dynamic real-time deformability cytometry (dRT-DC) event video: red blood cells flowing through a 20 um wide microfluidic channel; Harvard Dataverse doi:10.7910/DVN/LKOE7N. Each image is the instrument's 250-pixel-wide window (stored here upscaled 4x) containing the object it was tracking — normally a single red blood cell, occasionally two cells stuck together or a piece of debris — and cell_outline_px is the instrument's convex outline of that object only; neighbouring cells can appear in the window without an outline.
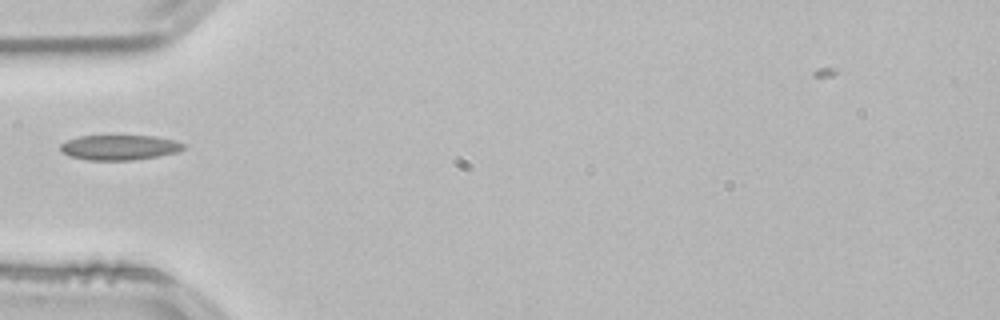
{"species": "common noctule bat (a hibernating species)", "species_latin": "Nyctalus noctula", "temperature_condition": "room temperature", "stored_images_in_passage": 37, "camera_frame_rate_fps": 3000, "um_per_image_px": 0.085, "animal": {"sex": "male", "body_mass_g": 21.5, "forearm_length_mm": 52.0}, "frame": {"image": 1, "passage_image": 1, "time_ms": 0.0, "image_size_px": [1000, 320], "cell_outline_px": [[188, 144], [184, 148], [176, 152], [156, 156], [132, 160], [88, 160], [68, 156], [60, 148], [60, 144], [68, 140], [80, 136], [156, 136]], "centroid_in_image_um": [10.16, 12.53], "position_along_channel_um": 74.8, "area_um2": 17.8}}
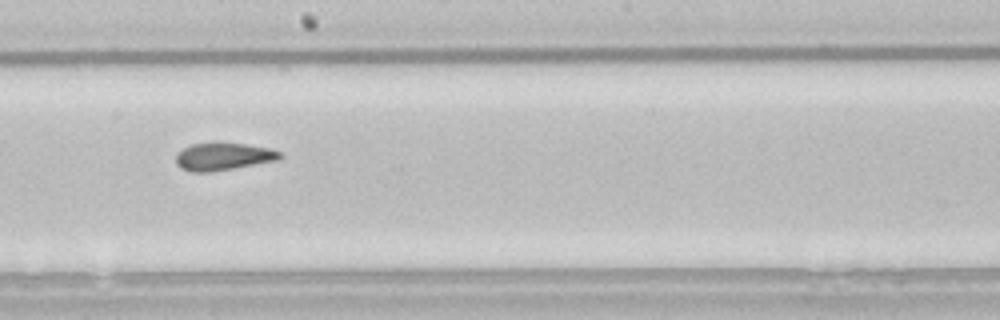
{"frame": {"image": 2, "passage_image": 13, "time_ms": 4.0, "image_size_px": [1000, 320], "cell_outline_px": [[284, 156], [280, 160], [208, 172], [192, 172], [180, 168], [176, 164], [176, 156], [184, 148], [192, 144], [216, 140], [220, 140], [272, 148], [284, 152]], "centroid_in_image_um": [19.04, 13.26], "position_along_channel_um": 229.2, "area_um2": 17.34}}
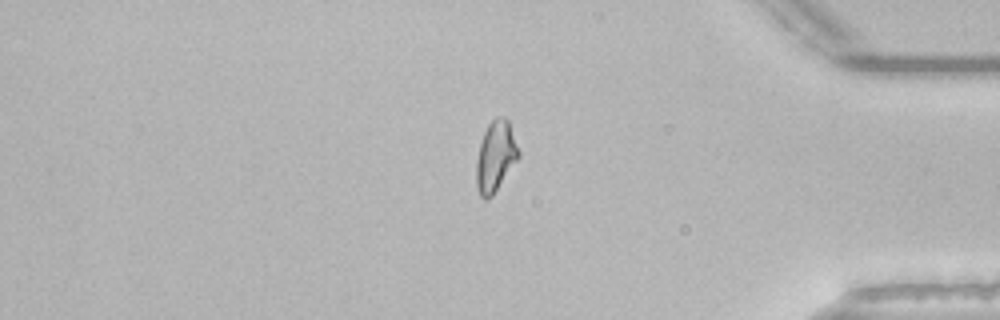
{"frame": {"image": 3, "passage_image": 28, "time_ms": 9.0, "image_size_px": [1000, 320], "cell_outline_px": [[520, 156], [492, 196], [484, 200], [480, 196], [476, 188], [476, 160], [480, 144], [484, 132], [488, 124], [496, 116], [504, 116], [508, 120], [520, 152]], "centroid_in_image_um": [42.11, 13.29], "position_along_channel_um": 393.1, "area_um2": 17.4}}